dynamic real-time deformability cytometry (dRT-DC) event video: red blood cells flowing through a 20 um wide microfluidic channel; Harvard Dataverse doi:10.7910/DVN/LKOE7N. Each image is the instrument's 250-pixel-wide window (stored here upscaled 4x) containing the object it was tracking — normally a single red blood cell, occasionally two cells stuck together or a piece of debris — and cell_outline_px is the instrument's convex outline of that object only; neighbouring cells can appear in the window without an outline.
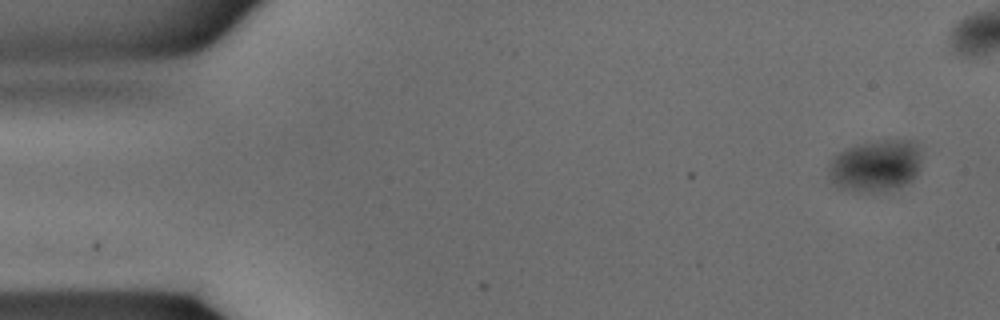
{"species": "common noctule bat (a hibernating species)", "species_latin": "Nyctalus noctula", "temperature_condition": "warm", "stored_images_in_passage": 31, "camera_frame_rate_fps": 3000, "um_per_image_px": 0.085, "animal": {"sex": "male", "body_mass_g": 15.6}, "frame": {"image": 1, "passage_image": 1, "time_ms": 0.0, "image_size_px": [1000, 320], "cell_outline_px": [[920, 168], [916, 176], [912, 180], [900, 188], [884, 192], [852, 192], [836, 188], [828, 176], [828, 164], [840, 152], [856, 144], [888, 140], [912, 140], [916, 144], [920, 156]], "centroid_in_image_um": [74.41, 14.14], "position_along_channel_um": 10.6, "area_um2": 28.55}}
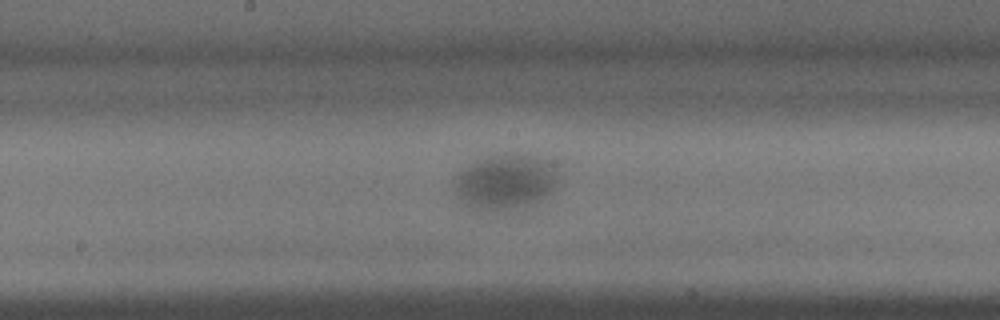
{"frame": {"image": 2, "passage_image": 18, "time_ms": 5.667, "image_size_px": [1000, 320], "cell_outline_px": [[560, 164], [556, 188], [552, 192], [540, 200], [524, 208], [512, 212], [476, 212], [464, 204], [460, 200], [452, 180], [452, 176], [456, 172], [480, 156], [496, 152], [504, 152], [532, 156], [556, 160]], "centroid_in_image_um": [42.97, 15.45], "position_along_channel_um": 205.2, "area_um2": 36.07}}
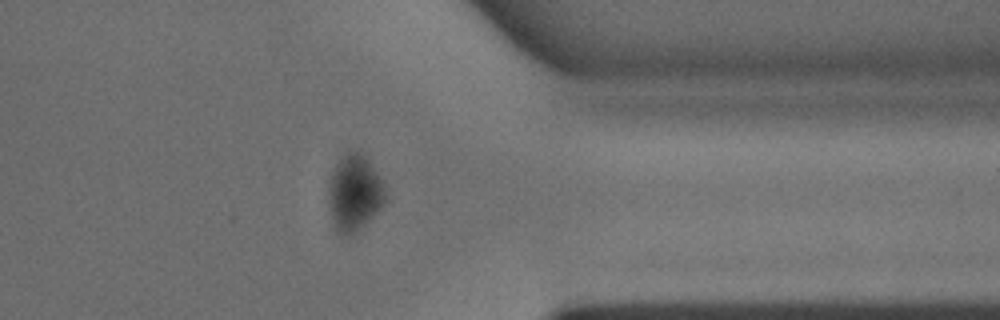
{"frame": {"image": 3, "passage_image": 28, "time_ms": 9.0, "image_size_px": [1000, 320], "cell_outline_px": [[388, 200], [364, 224], [352, 232], [336, 232], [332, 216], [328, 196], [328, 184], [332, 172], [336, 164], [348, 152], [360, 152], [364, 156], [384, 180], [388, 196]], "centroid_in_image_um": [30.17, 16.35], "position_along_channel_um": 381.2, "area_um2": 24.74}}